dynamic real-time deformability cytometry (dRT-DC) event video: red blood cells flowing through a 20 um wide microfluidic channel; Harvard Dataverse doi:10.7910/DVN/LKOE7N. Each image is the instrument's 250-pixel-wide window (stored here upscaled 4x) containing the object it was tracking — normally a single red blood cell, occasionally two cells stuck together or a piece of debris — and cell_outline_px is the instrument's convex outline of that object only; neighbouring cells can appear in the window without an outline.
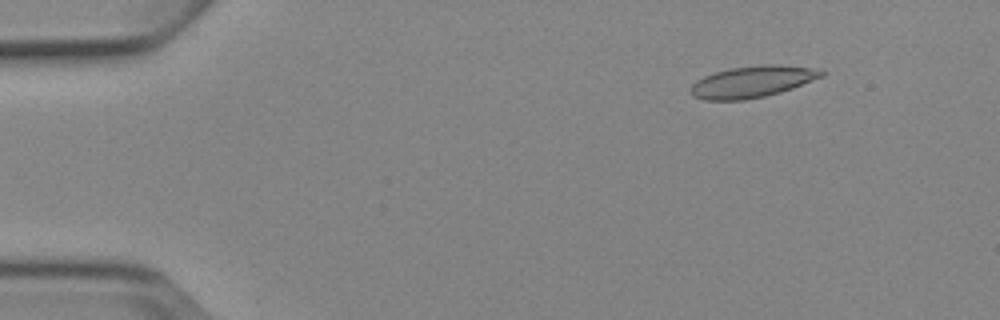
{"species": "Egyptian fruit bat (a non-hibernating species)", "species_latin": "Rousettus aegyptiacus", "temperature_condition": "cold", "stored_images_in_passage": 5, "camera_frame_rate_fps": 3000, "um_per_image_px": 0.085, "animal": {"sex": "female"}, "frame": {"image": 1, "passage_image": 2, "time_ms": 2.0, "image_size_px": [1000, 320], "cell_outline_px": [[828, 72], [824, 76], [792, 88], [780, 92], [764, 96], [744, 100], [704, 100], [692, 96], [688, 92], [688, 88], [696, 80], [704, 76], [728, 68], [764, 64], [780, 64], [820, 68]], "centroid_in_image_um": [63.96, 6.93], "position_along_channel_um": 21.0, "area_um2": 24.51}}